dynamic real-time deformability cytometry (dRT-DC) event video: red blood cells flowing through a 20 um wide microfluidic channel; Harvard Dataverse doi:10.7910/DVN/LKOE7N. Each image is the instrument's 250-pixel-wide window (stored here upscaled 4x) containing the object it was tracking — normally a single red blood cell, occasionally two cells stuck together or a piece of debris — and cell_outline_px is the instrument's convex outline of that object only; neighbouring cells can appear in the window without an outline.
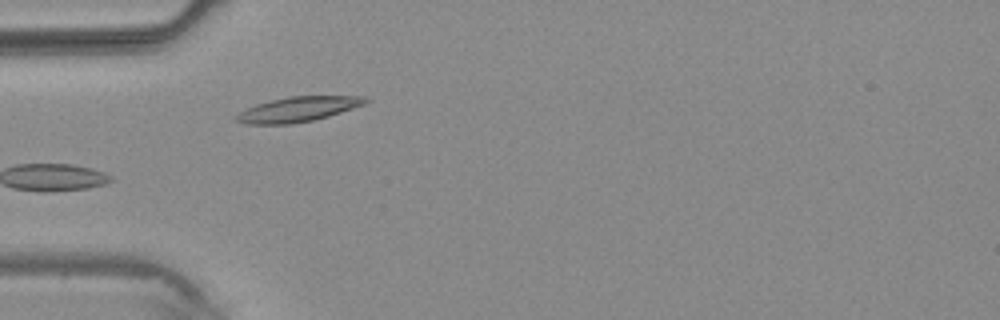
{"species": "common noctule bat (a hibernating species)", "species_latin": "Nyctalus noctula", "temperature_condition": "warm", "stored_images_in_passage": 3, "camera_frame_rate_fps": 3000, "um_per_image_px": 0.085, "animal": {"sex": "male", "body_mass_g": 20.4}, "frame": {"image": 1, "passage_image": 3, "time_ms": 3.0, "image_size_px": [1000, 320], "cell_outline_px": [[372, 100], [364, 104], [328, 116], [312, 120], [288, 124], [244, 124], [236, 120], [236, 116], [240, 112], [256, 104], [268, 100], [288, 96], [368, 96]], "centroid_in_image_um": [25.35, 9.27], "position_along_channel_um": 59.7, "area_um2": 18.67}}